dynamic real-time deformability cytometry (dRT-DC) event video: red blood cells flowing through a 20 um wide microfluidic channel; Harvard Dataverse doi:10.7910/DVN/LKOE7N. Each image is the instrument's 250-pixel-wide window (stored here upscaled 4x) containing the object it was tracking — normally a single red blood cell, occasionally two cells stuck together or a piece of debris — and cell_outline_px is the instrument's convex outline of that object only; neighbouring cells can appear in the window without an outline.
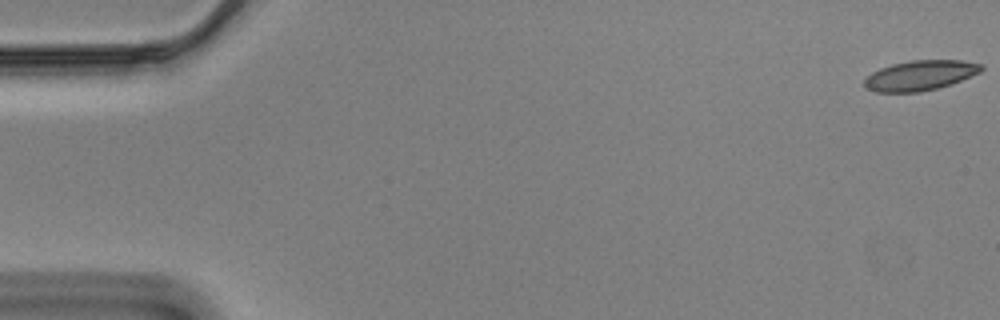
{"species": "Egyptian fruit bat (a non-hibernating species)", "species_latin": "Rousettus aegyptiacus", "temperature_condition": "cold", "stored_images_in_passage": 58, "camera_frame_rate_fps": 3000, "um_per_image_px": 0.085, "animal": {"sex": "male"}, "frame": {"image": 1, "passage_image": 1, "time_ms": 0.0, "image_size_px": [1000, 320], "cell_outline_px": [[984, 68], [980, 72], [960, 80], [936, 88], [920, 92], [872, 92], [864, 88], [864, 80], [872, 72], [880, 68], [892, 64], [912, 60], [960, 60], [984, 64]], "centroid_in_image_um": [78.18, 6.41], "position_along_channel_um": 6.8, "area_um2": 20.4}}
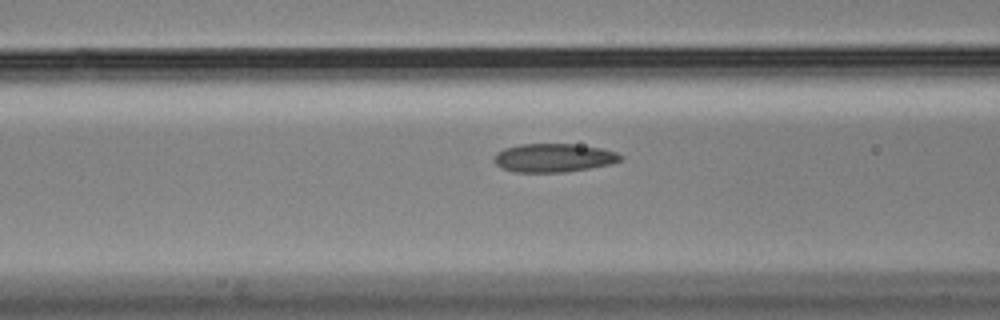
{"frame": {"image": 2, "passage_image": 23, "time_ms": 7.333, "image_size_px": [1000, 320], "cell_outline_px": [[624, 156], [620, 160], [612, 164], [592, 168], [564, 172], [512, 172], [500, 168], [492, 160], [496, 152], [504, 148], [520, 144], [576, 144], [600, 148], [616, 152]], "centroid_in_image_um": [47.03, 13.42], "position_along_channel_um": 119.6, "area_um2": 21.27}}
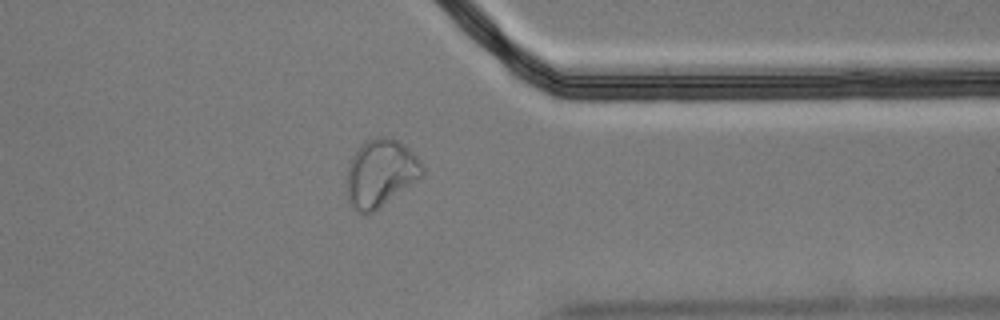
{"frame": {"image": 3, "passage_image": 46, "time_ms": 15.0, "image_size_px": [1000, 320], "cell_outline_px": [[424, 172], [416, 180], [380, 208], [372, 212], [356, 212], [352, 208], [348, 200], [348, 168], [352, 156], [360, 144], [368, 140], [380, 136], [388, 136], [404, 144], [424, 164]], "centroid_in_image_um": [32.35, 14.7], "position_along_channel_um": 379.0, "area_um2": 29.42}, "authors_computed_cell_mechanics": {"area_um2": 21.2993, "velocity_mm_per_s": 3.4703, "shape_relaxation_time_tau1_ms": null, "shape_relaxation_time_tau2_ms": 1.7577, "deformation_change_tau1": null, "deformation_change_tau2": 0.0783}}